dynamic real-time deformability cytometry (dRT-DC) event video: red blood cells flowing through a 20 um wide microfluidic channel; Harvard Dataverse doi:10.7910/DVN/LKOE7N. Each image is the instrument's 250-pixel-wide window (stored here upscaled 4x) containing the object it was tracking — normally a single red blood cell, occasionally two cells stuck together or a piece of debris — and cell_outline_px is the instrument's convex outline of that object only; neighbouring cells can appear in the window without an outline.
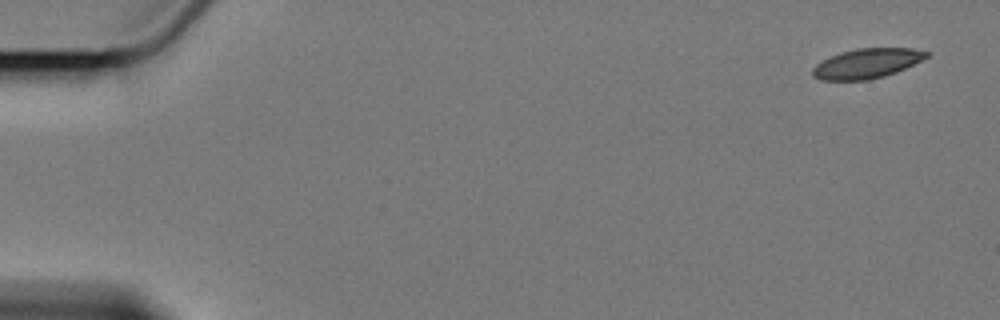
{"species": "Egyptian fruit bat (a non-hibernating species)", "species_latin": "Rousettus aegyptiacus", "temperature_condition": "cold", "stored_images_in_passage": 6, "camera_frame_rate_fps": 3000, "um_per_image_px": 0.085, "animal": {"sex": "female"}, "frame": {"image": 1, "passage_image": 1, "time_ms": 0.0, "image_size_px": [1000, 320], "cell_outline_px": [[928, 56], [896, 72], [884, 76], [868, 80], [820, 80], [812, 76], [812, 68], [816, 64], [840, 52], [856, 48], [912, 48], [928, 52]], "centroid_in_image_um": [73.64, 5.39], "position_along_channel_um": 11.4, "area_um2": 19.54}}
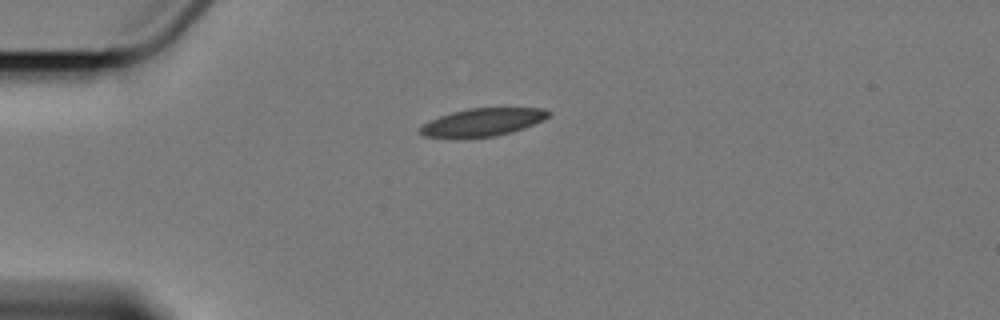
{"frame": {"image": 2, "passage_image": 4, "time_ms": 4.333, "image_size_px": [1000, 320], "cell_outline_px": [[552, 112], [544, 120], [524, 128], [512, 132], [496, 136], [424, 136], [420, 132], [420, 128], [428, 120], [452, 112], [468, 108], [544, 108]], "centroid_in_image_um": [41.09, 10.35], "position_along_channel_um": 43.9, "area_um2": 20.35}}
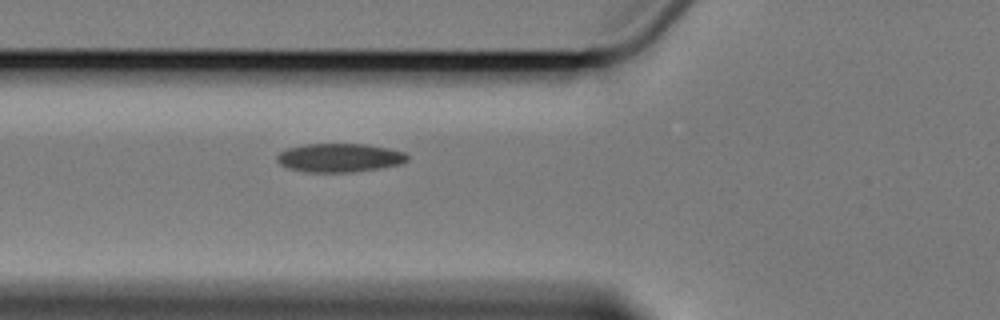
{"frame": {"image": 3, "passage_image": 6, "time_ms": 6.667, "image_size_px": [1000, 320], "cell_outline_px": [[408, 160], [400, 164], [380, 168], [352, 172], [304, 172], [288, 168], [280, 164], [276, 160], [276, 156], [280, 152], [288, 148], [304, 144], [364, 144], [388, 148], [404, 152], [408, 156]], "centroid_in_image_um": [28.84, 13.41], "position_along_channel_um": 97.0, "area_um2": 21.79}}